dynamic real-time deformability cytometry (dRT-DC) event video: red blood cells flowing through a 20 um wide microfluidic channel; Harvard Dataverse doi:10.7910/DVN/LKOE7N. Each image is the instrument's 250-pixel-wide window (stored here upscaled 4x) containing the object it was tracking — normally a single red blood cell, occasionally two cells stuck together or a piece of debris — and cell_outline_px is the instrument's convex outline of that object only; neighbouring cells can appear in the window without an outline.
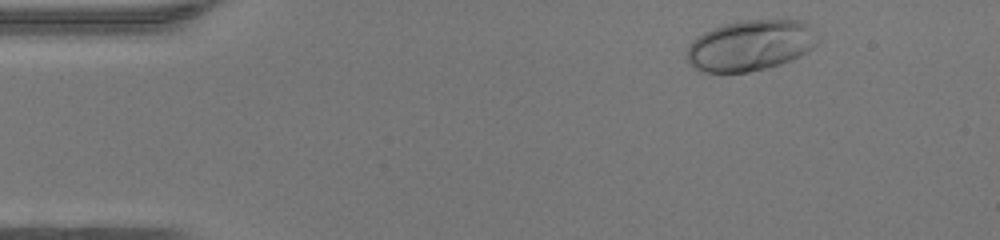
{"species": "human", "species_latin": "Homo sapiens", "temperature_condition": "warm", "stored_images_in_passage": 43, "camera_frame_rate_fps": 3000, "um_per_image_px": 0.085, "donor": {"sex": "female"}, "frame": {"image": 1, "passage_image": 2, "time_ms": 0.333, "image_size_px": [1000, 240], "cell_outline_px": [[820, 40], [812, 48], [800, 56], [780, 64], [748, 72], [704, 72], [692, 68], [688, 64], [688, 48], [692, 40], [696, 36], [712, 28], [724, 24], [740, 20], [800, 20], [808, 24]], "centroid_in_image_um": [63.77, 3.86], "position_along_channel_um": 21.2, "area_um2": 38.73}}
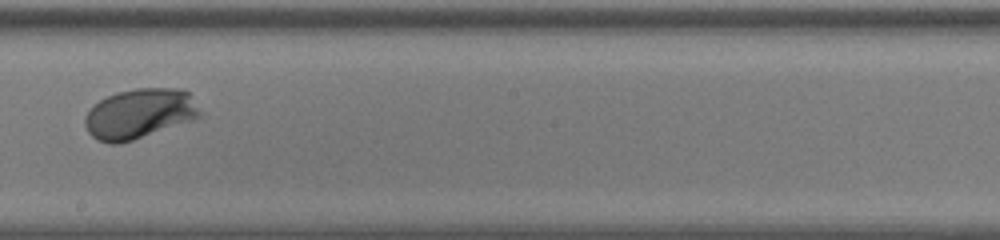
{"frame": {"image": 2, "passage_image": 23, "time_ms": 7.333, "image_size_px": [1000, 240], "cell_outline_px": [[204, 116], [120, 144], [108, 144], [96, 140], [88, 132], [84, 124], [84, 116], [92, 104], [116, 92], [136, 88], [184, 88], [188, 92]], "centroid_in_image_um": [11.83, 9.66], "position_along_channel_um": 236.4, "area_um2": 33.76}}
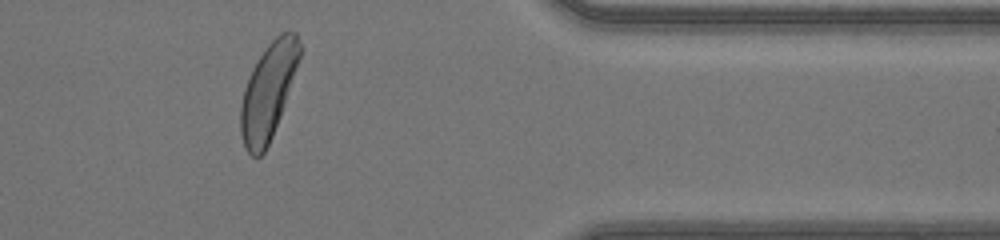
{"frame": {"image": 3, "passage_image": 35, "time_ms": 11.333, "image_size_px": [1000, 240], "cell_outline_px": [[300, 56], [280, 116], [272, 136], [264, 152], [260, 156], [252, 156], [244, 148], [240, 132], [240, 108], [244, 88], [252, 68], [256, 60], [264, 48], [280, 32], [288, 28], [296, 32], [300, 44]], "centroid_in_image_um": [22.78, 7.73], "position_along_channel_um": 388.6, "area_um2": 32.83}, "authors_computed_cell_mechanics": {"area_um2": 33.2928, "velocity_mm_per_s": 4.3468, "shape_relaxation_time_tau1_ms": 1.614, "shape_relaxation_time_tau2_ms": null, "deformation_change_tau1": 0.1598, "deformation_change_tau2": null}}